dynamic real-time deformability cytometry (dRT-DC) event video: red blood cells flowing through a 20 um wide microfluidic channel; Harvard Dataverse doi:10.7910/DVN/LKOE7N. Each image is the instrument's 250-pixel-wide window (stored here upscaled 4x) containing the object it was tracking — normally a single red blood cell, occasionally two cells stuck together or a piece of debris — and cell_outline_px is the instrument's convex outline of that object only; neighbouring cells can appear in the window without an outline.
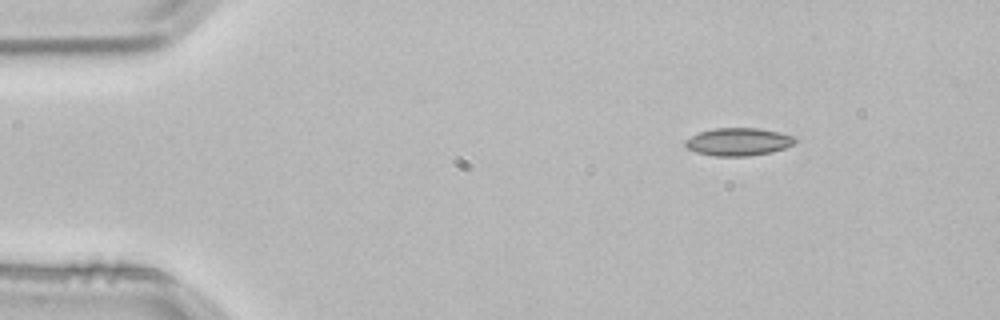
{"species": "common noctule bat (a hibernating species)", "species_latin": "Nyctalus noctula", "temperature_condition": "room temperature", "stored_images_in_passage": 3, "camera_frame_rate_fps": 3000, "um_per_image_px": 0.085, "animal": {"sex": "male", "body_mass_g": 21.5, "forearm_length_mm": 52.0}, "frame": {"image": 1, "passage_image": 1, "time_ms": 0.0, "image_size_px": [1000, 320], "cell_outline_px": [[800, 140], [784, 148], [772, 152], [748, 156], [716, 156], [696, 152], [688, 148], [684, 144], [684, 140], [700, 132], [712, 128], [760, 128], [796, 136]], "centroid_in_image_um": [62.79, 12.04], "position_along_channel_um": 22.2, "area_um2": 17.86}}
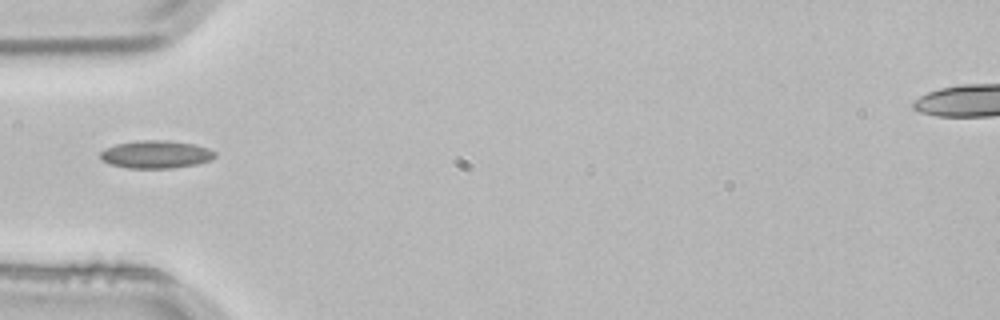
{"frame": {"image": 2, "passage_image": 3, "time_ms": 0.667, "image_size_px": [1000, 320], "cell_outline_px": [[216, 156], [208, 160], [196, 164], [172, 168], [128, 168], [108, 164], [100, 160], [100, 152], [104, 148], [116, 144], [136, 140], [164, 140], [192, 144], [208, 148], [216, 152]], "centroid_in_image_um": [13.19, 13.12], "position_along_channel_um": 71.8, "area_um2": 18.61}}